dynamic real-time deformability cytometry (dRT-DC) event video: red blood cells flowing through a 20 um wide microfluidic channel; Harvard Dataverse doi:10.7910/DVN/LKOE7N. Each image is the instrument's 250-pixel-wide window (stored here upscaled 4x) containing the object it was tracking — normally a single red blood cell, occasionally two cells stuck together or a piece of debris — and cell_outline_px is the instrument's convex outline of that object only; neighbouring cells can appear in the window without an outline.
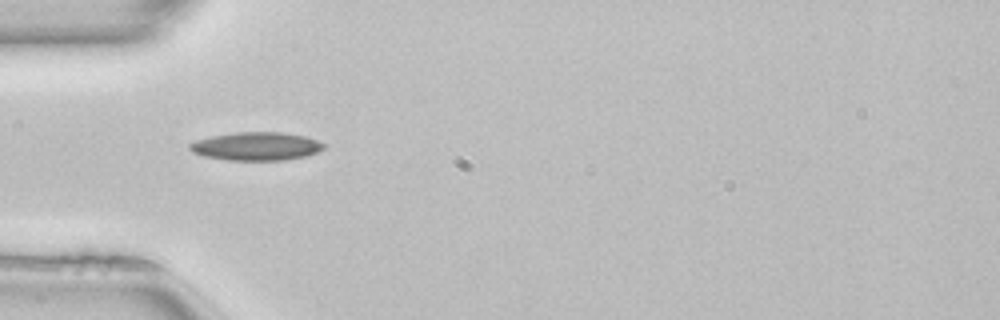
{"species": "common noctule bat (a hibernating species)", "species_latin": "Nyctalus noctula", "temperature_condition": "room temperature", "stored_images_in_passage": 36, "camera_frame_rate_fps": 3000, "um_per_image_px": 0.085, "animal": {"sex": "female", "body_mass_g": 22.7, "forearm_length_mm": 54.2}, "frame": {"image": 1, "passage_image": 1, "time_ms": 0.0, "image_size_px": [1000, 320], "cell_outline_px": [[324, 148], [316, 152], [304, 156], [284, 160], [228, 160], [204, 156], [192, 152], [188, 148], [188, 144], [196, 140], [212, 136], [236, 132], [280, 132], [304, 136], [316, 140], [324, 144]], "centroid_in_image_um": [21.74, 12.43], "position_along_channel_um": 63.3, "area_um2": 21.91}}
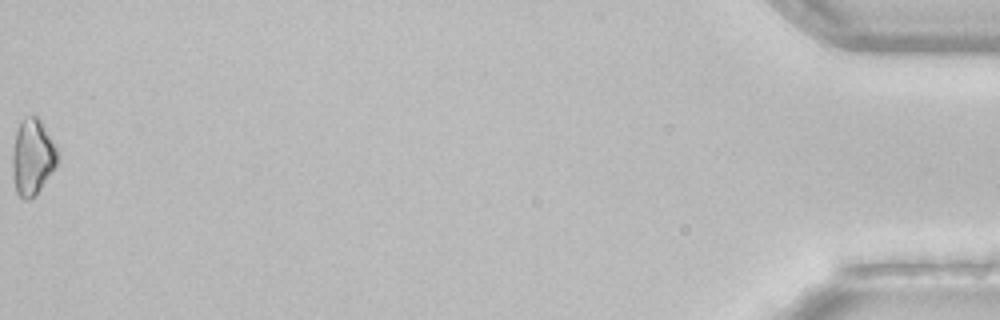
{"frame": {"image": 2, "passage_image": 36, "time_ms": 11.667, "image_size_px": [1000, 320], "cell_outline_px": [[56, 164], [36, 196], [28, 200], [24, 200], [16, 192], [12, 168], [12, 152], [16, 132], [20, 120], [24, 116], [40, 116], [56, 144]], "centroid_in_image_um": [2.75, 13.3], "position_along_channel_um": 432.5, "area_um2": 20.17}, "authors_computed_cell_mechanics": {"area_um2": 19.4208, "velocity_mm_per_s": 4.0749, "shape_relaxation_time_tau1_ms": 7.1863, "shape_relaxation_time_tau2_ms": null, "deformation_change_tau1": 0.1158, "deformation_change_tau2": null}}